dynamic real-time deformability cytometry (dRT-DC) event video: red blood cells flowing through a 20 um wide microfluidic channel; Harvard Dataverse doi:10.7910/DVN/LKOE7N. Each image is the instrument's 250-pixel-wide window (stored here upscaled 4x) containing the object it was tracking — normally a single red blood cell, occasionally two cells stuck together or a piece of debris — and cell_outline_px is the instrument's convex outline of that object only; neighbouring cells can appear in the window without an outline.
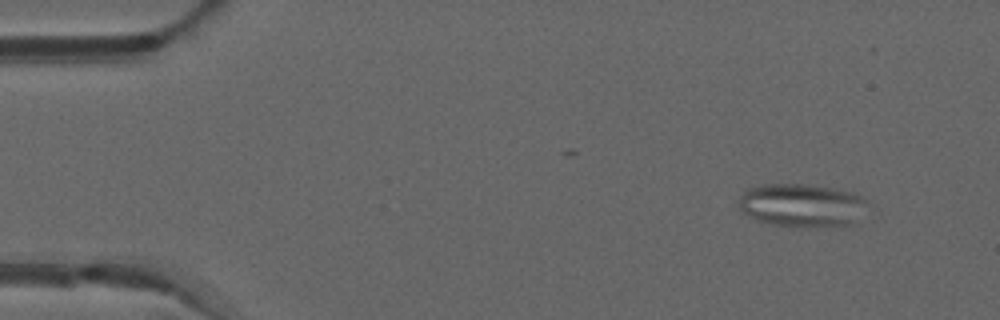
{"species": "common noctule bat (a hibernating species)", "species_latin": "Nyctalus noctula", "temperature_condition": "warm", "stored_images_in_passage": 48, "segment_of_instrument_passage": [1, 2], "camera_frame_rate_fps": 3000, "um_per_image_px": 0.085, "animal": {"sex": "male", "forearm_length_mm": 52.5}, "frame": {"image": 1, "passage_image": 4, "time_ms": 1.0, "image_size_px": [1000, 320], "cell_outline_px": [[868, 204], [852, 224], [772, 224], [756, 220], [748, 216], [740, 208], [736, 200], [748, 188], [764, 184], [804, 184], [832, 188], [856, 192], [868, 200]], "centroid_in_image_um": [68.12, 17.38], "position_along_channel_um": 16.9, "area_um2": 31.56}}
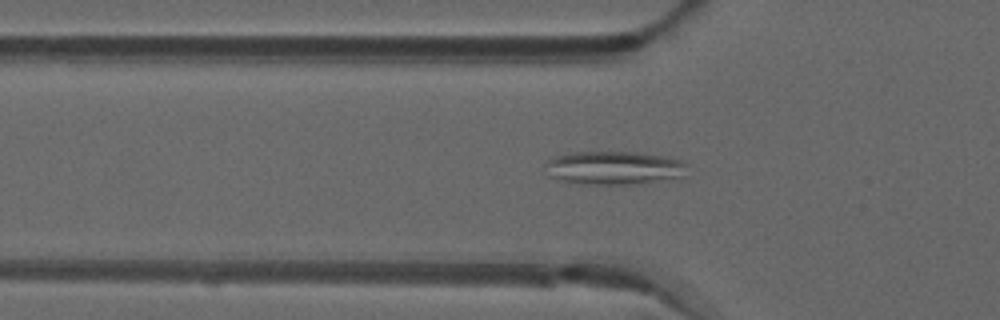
{"frame": {"image": 2, "passage_image": 16, "time_ms": 5.0, "image_size_px": [1000, 320], "cell_outline_px": [[684, 164], [680, 180], [628, 184], [576, 184], [560, 180], [548, 176], [548, 160], [556, 156], [576, 152], [636, 152], [664, 156], [680, 160]], "centroid_in_image_um": [52.21, 14.29], "position_along_channel_um": 73.6, "area_um2": 27.57}}